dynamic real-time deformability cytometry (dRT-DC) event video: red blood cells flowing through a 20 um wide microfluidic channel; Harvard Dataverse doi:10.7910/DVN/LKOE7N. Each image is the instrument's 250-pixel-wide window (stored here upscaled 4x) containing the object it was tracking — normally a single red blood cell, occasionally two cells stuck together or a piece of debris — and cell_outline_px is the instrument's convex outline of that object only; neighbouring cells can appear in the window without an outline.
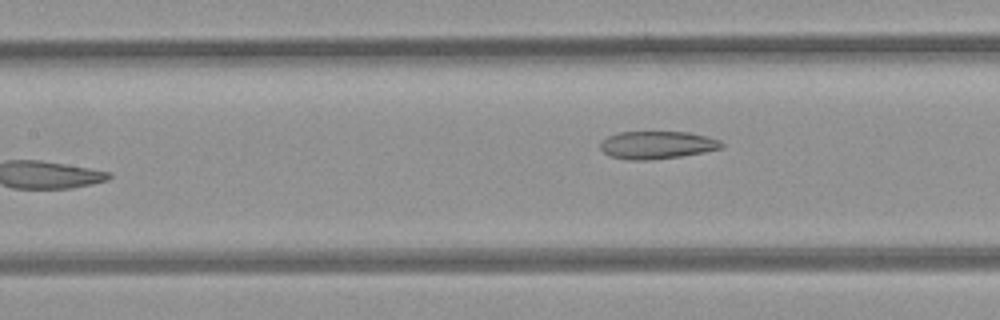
{"species": "common noctule bat (a hibernating species)", "species_latin": "Nyctalus noctula", "temperature_condition": "room temperature", "stored_images_in_passage": 5, "camera_frame_rate_fps": 3000, "um_per_image_px": 0.085, "animal": {"sex": "female", "body_mass_g": 21.9}, "frame": {"image": 1, "passage_image": 4, "time_ms": 1.0, "image_size_px": [1000, 320], "cell_outline_px": [[724, 144], [720, 148], [704, 152], [680, 156], [648, 160], [628, 160], [608, 156], [600, 148], [600, 144], [608, 136], [620, 132], [688, 132], [720, 140]], "centroid_in_image_um": [55.82, 12.33], "position_along_channel_um": 151.6, "area_um2": 19.42}}